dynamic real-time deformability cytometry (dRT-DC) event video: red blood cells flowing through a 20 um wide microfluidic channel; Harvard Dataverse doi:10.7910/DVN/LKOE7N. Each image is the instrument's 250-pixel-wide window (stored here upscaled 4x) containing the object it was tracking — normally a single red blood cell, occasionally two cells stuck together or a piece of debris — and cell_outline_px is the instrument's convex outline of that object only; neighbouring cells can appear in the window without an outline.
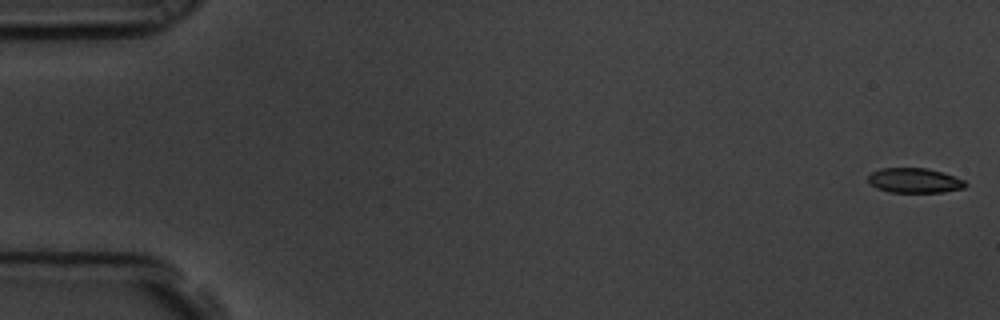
{"species": "common noctule bat (a hibernating species)", "species_latin": "Nyctalus noctula", "temperature_condition": "room temperature", "stored_images_in_passage": 58, "camera_frame_rate_fps": 3000, "um_per_image_px": 0.085, "animal": {"sex": "male", "body_mass_g": 19.5, "forearm_length_mm": 54.6}, "frame": {"image": 1, "passage_image": 1, "time_ms": 0.0, "image_size_px": [1000, 320], "cell_outline_px": [[968, 184], [964, 188], [944, 192], [888, 192], [876, 188], [868, 180], [868, 176], [872, 172], [880, 168], [928, 168], [944, 172], [964, 180]], "centroid_in_image_um": [77.75, 15.34], "position_along_channel_um": 7.2, "area_um2": 14.16}}
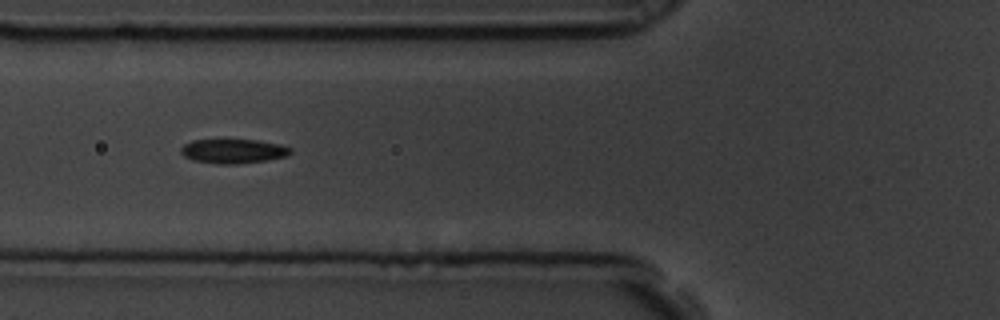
{"frame": {"image": 2, "passage_image": 22, "time_ms": 7.0, "image_size_px": [1000, 320], "cell_outline_px": [[292, 152], [288, 156], [264, 160], [236, 164], [216, 164], [192, 160], [184, 156], [180, 152], [180, 148], [184, 144], [192, 140], [256, 140], [280, 144], [292, 148]], "centroid_in_image_um": [19.81, 12.85], "position_along_channel_um": 106.0, "area_um2": 15.55}}
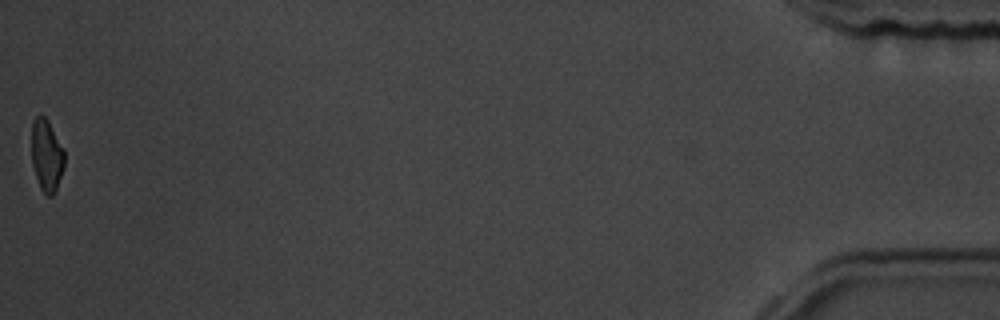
{"frame": {"image": 3, "passage_image": 58, "time_ms": 19.0, "image_size_px": [1000, 320], "cell_outline_px": [[64, 168], [56, 188], [52, 196], [48, 196], [40, 188], [32, 164], [32, 120], [36, 116], [44, 116], [48, 120], [64, 148]], "centroid_in_image_um": [3.97, 13.18], "position_along_channel_um": 431.2, "area_um2": 13.76}, "authors_computed_cell_mechanics": {"area_um2": 15.4904, "velocity_mm_per_s": 3.5434, "shape_relaxation_time_tau1_ms": 3.657, "shape_relaxation_time_tau2_ms": 2.2013, "deformation_change_tau1": 0.1244, "deformation_change_tau2": 0.0714}}